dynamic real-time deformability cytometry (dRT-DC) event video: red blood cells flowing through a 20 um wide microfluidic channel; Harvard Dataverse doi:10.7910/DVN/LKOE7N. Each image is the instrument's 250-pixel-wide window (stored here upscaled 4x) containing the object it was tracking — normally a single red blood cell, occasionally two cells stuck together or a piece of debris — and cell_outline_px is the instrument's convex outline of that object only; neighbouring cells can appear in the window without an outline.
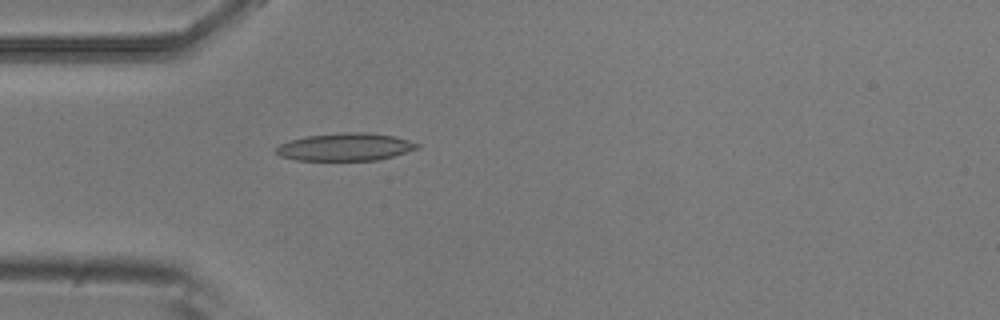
{"species": "common noctule bat (a hibernating species)", "species_latin": "Nyctalus noctula", "temperature_condition": "room temperature", "stored_images_in_passage": 5, "camera_frame_rate_fps": 3000, "um_per_image_px": 0.085, "animal": {"sex": "male", "body_mass_g": 20.5, "forearm_length_mm": 52.5}, "frame": {"image": 1, "passage_image": 5, "time_ms": 1.333, "image_size_px": [1000, 320], "cell_outline_px": [[420, 148], [392, 156], [376, 160], [296, 160], [280, 156], [276, 152], [276, 148], [280, 144], [288, 140], [308, 136], [344, 132], [368, 132], [392, 136], [408, 140], [420, 144]], "centroid_in_image_um": [29.35, 12.49], "position_along_channel_um": 55.7, "area_um2": 22.6}}